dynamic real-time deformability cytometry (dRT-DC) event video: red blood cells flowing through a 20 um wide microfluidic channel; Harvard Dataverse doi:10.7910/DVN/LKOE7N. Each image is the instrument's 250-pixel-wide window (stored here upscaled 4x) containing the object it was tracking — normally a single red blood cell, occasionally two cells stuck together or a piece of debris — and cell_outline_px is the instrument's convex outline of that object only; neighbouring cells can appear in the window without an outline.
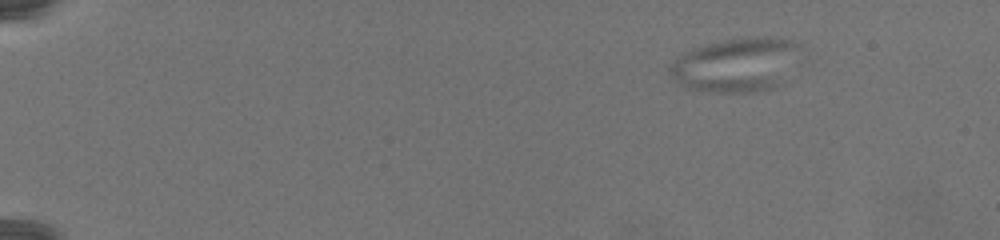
{"species": "common noctule bat (a hibernating species)", "species_latin": "Nyctalus noctula", "temperature_condition": "warm", "stored_images_in_passage": 71, "camera_frame_rate_fps": 3000, "um_per_image_px": 0.085, "animal": {"sex": "female", "body_mass_g": 19.5, "forearm_length_mm": 54.1}, "frame": {"image": 1, "passage_image": 1, "time_ms": 0.0, "image_size_px": [1000, 240], "cell_outline_px": [[796, 44], [784, 84], [772, 88], [752, 92], [720, 92], [692, 88], [680, 84], [672, 76], [672, 64], [684, 52], [704, 44], [724, 40], [748, 36], [764, 36], [792, 40]], "centroid_in_image_um": [62.55, 5.5], "position_along_channel_um": 22.4, "area_um2": 39.88}}
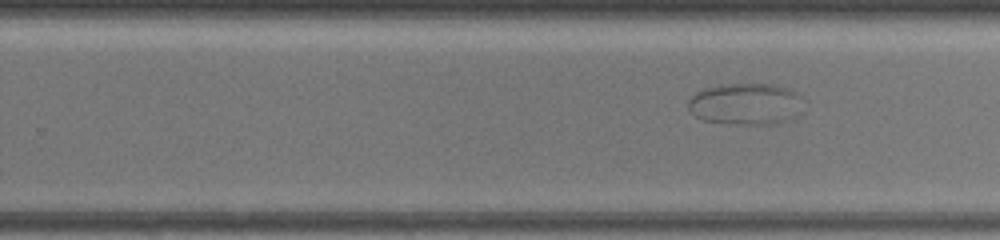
{"frame": {"image": 2, "passage_image": 44, "time_ms": 14.333, "image_size_px": [1000, 240], "cell_outline_px": [[796, 92], [784, 120], [776, 124], [736, 124], [700, 120], [688, 108], [688, 100], [696, 92], [704, 88], [724, 84], [772, 84], [788, 88]], "centroid_in_image_um": [63.1, 8.82], "position_along_channel_um": 266.7, "area_um2": 26.24}}
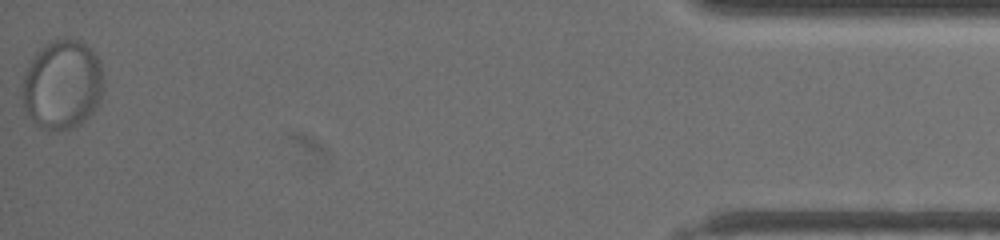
{"frame": {"image": 3, "passage_image": 71, "time_ms": 23.333, "image_size_px": [1000, 240], "cell_outline_px": [[104, 84], [100, 100], [92, 112], [80, 124], [72, 128], [44, 128], [36, 124], [32, 120], [24, 108], [24, 76], [36, 52], [40, 48], [52, 40], [80, 40], [100, 60]], "centroid_in_image_um": [5.33, 7.18], "position_along_channel_um": 429.9, "area_um2": 41.38}}